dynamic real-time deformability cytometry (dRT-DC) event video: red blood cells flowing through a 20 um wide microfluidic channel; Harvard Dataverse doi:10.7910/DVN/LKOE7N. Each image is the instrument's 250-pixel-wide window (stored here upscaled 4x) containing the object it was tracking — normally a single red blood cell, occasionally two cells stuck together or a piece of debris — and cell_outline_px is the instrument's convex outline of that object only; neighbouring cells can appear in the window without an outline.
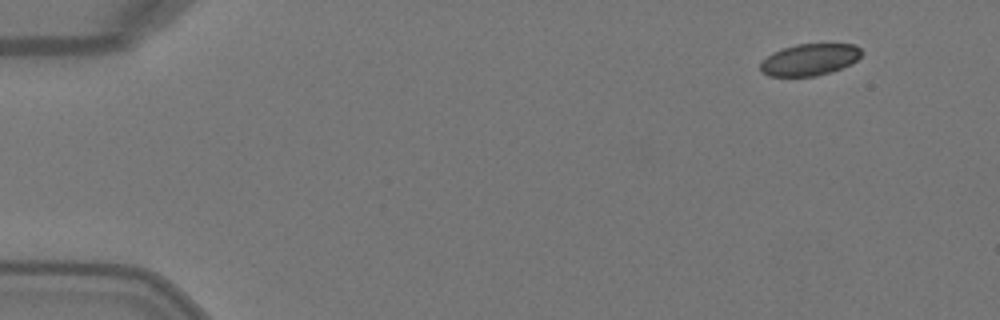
{"species": "Egyptian fruit bat (a non-hibernating species)", "species_latin": "Rousettus aegyptiacus", "temperature_condition": "warm", "stored_images_in_passage": 4, "camera_frame_rate_fps": 3000, "um_per_image_px": 0.085, "animal": {"sex": "female"}, "frame": {"image": 1, "passage_image": 1, "time_ms": 0.0, "image_size_px": [1000, 320], "cell_outline_px": [[864, 52], [856, 60], [832, 72], [816, 76], [768, 76], [760, 72], [760, 64], [772, 52], [796, 44], [856, 44]], "centroid_in_image_um": [68.81, 5.07], "position_along_channel_um": 16.2, "area_um2": 18.67}}
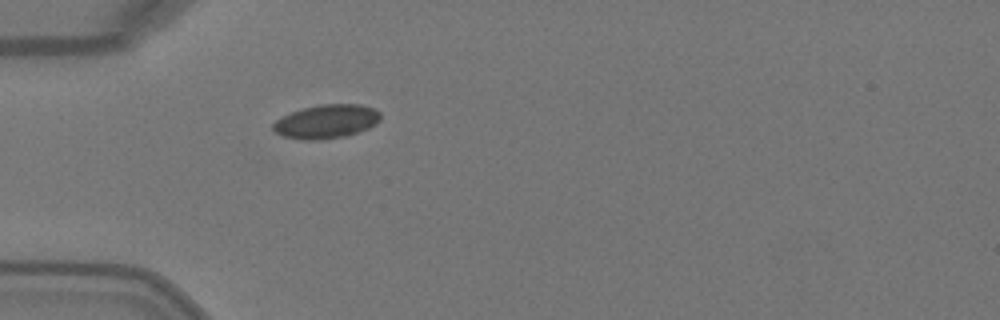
{"frame": {"image": 2, "passage_image": 4, "time_ms": 1.0, "image_size_px": [1000, 320], "cell_outline_px": [[380, 120], [376, 124], [368, 128], [344, 136], [316, 140], [304, 140], [284, 136], [276, 132], [272, 128], [272, 124], [276, 120], [292, 112], [304, 108], [320, 104], [360, 104], [372, 108], [380, 112]], "centroid_in_image_um": [27.75, 10.32], "position_along_channel_um": 57.3, "area_um2": 20.87}}